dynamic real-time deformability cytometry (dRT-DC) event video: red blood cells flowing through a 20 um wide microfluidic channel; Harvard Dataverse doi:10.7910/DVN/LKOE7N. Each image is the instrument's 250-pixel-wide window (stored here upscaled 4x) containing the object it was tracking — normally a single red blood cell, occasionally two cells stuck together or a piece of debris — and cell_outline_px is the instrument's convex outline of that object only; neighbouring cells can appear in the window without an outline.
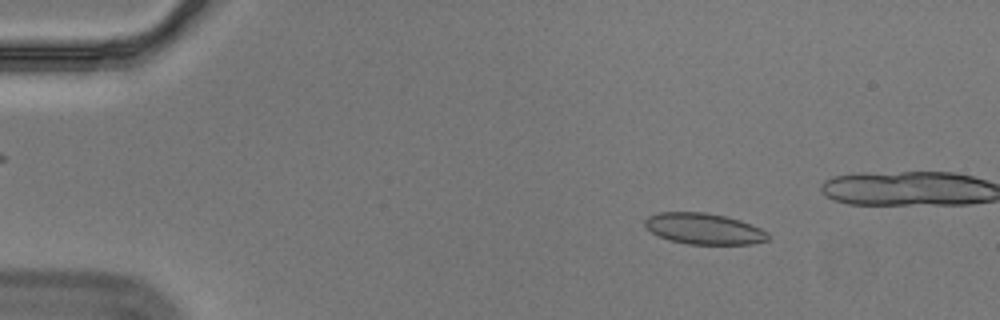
{"species": "Egyptian fruit bat (a non-hibernating species)", "species_latin": "Rousettus aegyptiacus", "temperature_condition": "cold", "stored_images_in_passage": 49, "camera_frame_rate_fps": 3000, "um_per_image_px": 0.085, "animal": {"sex": "male"}, "frame": {"image": 1, "passage_image": 8, "time_ms": 2.333, "image_size_px": [1000, 320], "cell_outline_px": [[768, 240], [752, 244], [688, 244], [668, 240], [652, 232], [644, 224], [644, 220], [648, 216], [660, 212], [704, 212], [728, 216], [740, 220], [760, 228], [768, 232]], "centroid_in_image_um": [59.84, 19.44], "position_along_channel_um": 25.2, "area_um2": 22.31}}
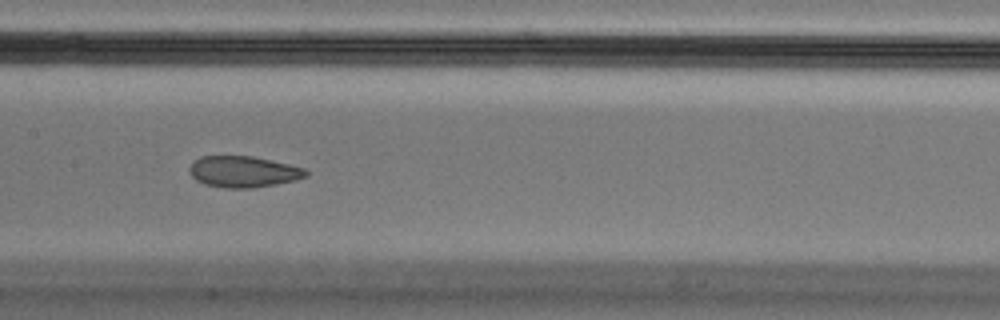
{"frame": {"image": 2, "passage_image": 28, "time_ms": 9.0, "image_size_px": [1000, 320], "cell_outline_px": [[308, 176], [296, 180], [276, 184], [252, 188], [224, 188], [204, 184], [196, 180], [188, 172], [188, 168], [192, 160], [200, 156], [252, 156], [288, 164], [304, 168], [308, 172]], "centroid_in_image_um": [20.64, 14.59], "position_along_channel_um": 186.8, "area_um2": 21.39}}